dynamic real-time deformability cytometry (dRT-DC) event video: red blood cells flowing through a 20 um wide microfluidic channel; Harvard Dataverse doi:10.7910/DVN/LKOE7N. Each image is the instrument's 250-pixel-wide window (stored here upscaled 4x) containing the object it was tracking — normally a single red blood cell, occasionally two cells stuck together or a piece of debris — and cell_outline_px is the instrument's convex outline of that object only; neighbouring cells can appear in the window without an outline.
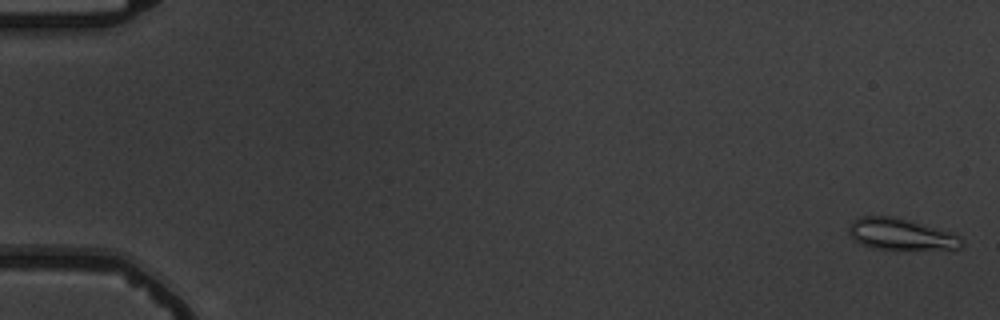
{"species": "common noctule bat (a hibernating species)", "species_latin": "Nyctalus noctula", "temperature_condition": "warm", "stored_images_in_passage": 5, "camera_frame_rate_fps": 3000, "um_per_image_px": 0.085, "animal": {"sex": "male", "body_mass_g": 19.5, "forearm_length_mm": 54.6}, "frame": {"image": 1, "passage_image": 1, "time_ms": 0.0, "image_size_px": [1000, 320], "cell_outline_px": [[964, 244], [960, 248], [872, 248], [860, 244], [848, 232], [848, 228], [852, 220], [860, 216], [892, 216], [908, 220], [952, 232], [960, 236], [964, 240]], "centroid_in_image_um": [76.56, 19.88], "position_along_channel_um": 8.4, "area_um2": 20.29}}